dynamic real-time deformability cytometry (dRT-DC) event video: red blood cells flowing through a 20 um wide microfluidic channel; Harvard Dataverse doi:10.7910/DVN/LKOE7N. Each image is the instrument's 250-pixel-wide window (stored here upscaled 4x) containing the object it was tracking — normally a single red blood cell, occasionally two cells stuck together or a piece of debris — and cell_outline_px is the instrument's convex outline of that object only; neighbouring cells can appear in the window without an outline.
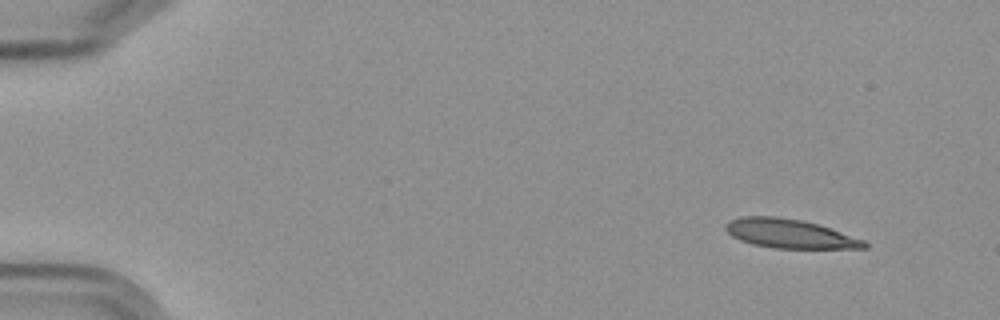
{"species": "Egyptian fruit bat (a non-hibernating species)", "species_latin": "Rousettus aegyptiacus", "temperature_condition": "cold", "stored_images_in_passage": 6, "camera_frame_rate_fps": 3000, "um_per_image_px": 0.085, "frame": {"image": 1, "passage_image": 1, "time_ms": 0.0, "image_size_px": [1000, 320], "cell_outline_px": [[868, 248], [772, 248], [752, 244], [740, 240], [732, 236], [724, 228], [724, 224], [728, 220], [740, 216], [776, 216], [804, 220], [864, 240], [868, 244]], "centroid_in_image_um": [67.05, 19.85], "position_along_channel_um": 17.9, "area_um2": 23.41}}
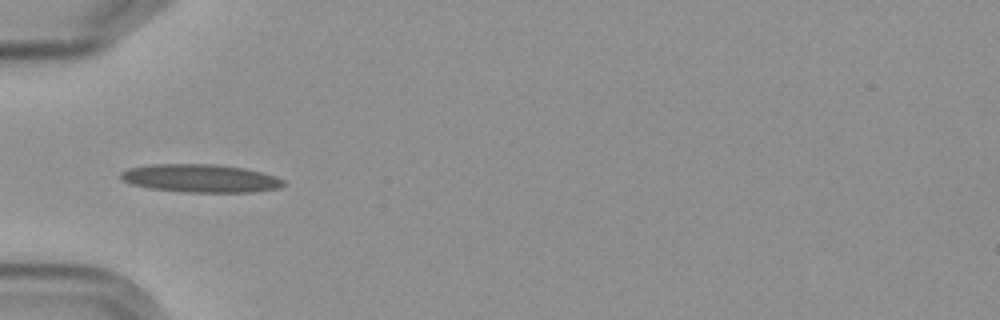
{"frame": {"image": 2, "passage_image": 5, "time_ms": 4.667, "image_size_px": [1000, 320], "cell_outline_px": [[288, 184], [280, 188], [252, 192], [188, 192], [148, 188], [132, 184], [124, 180], [120, 176], [120, 172], [128, 168], [148, 164], [216, 164], [244, 168], [264, 172], [276, 176], [284, 180]], "centroid_in_image_um": [17.09, 15.15], "position_along_channel_um": 67.9, "area_um2": 26.88}}
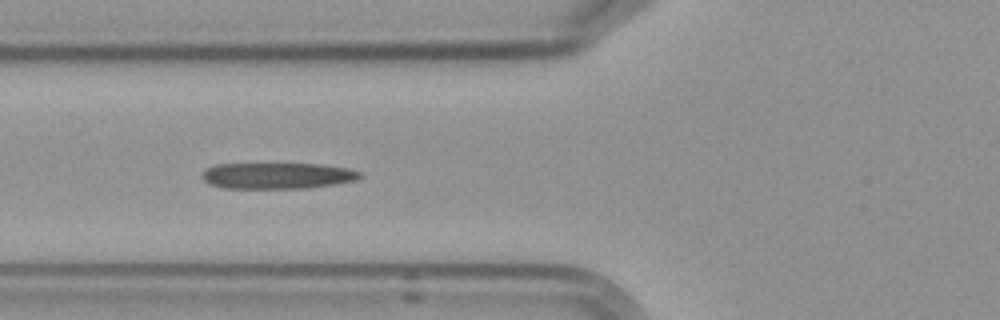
{"frame": {"image": 3, "passage_image": 6, "time_ms": 5.667, "image_size_px": [1000, 320], "cell_outline_px": [[360, 176], [356, 180], [336, 184], [304, 188], [224, 188], [212, 184], [204, 180], [200, 176], [204, 168], [216, 164], [320, 164], [348, 168], [360, 172]], "centroid_in_image_um": [23.53, 14.93], "position_along_channel_um": 102.3, "area_um2": 23.99}}